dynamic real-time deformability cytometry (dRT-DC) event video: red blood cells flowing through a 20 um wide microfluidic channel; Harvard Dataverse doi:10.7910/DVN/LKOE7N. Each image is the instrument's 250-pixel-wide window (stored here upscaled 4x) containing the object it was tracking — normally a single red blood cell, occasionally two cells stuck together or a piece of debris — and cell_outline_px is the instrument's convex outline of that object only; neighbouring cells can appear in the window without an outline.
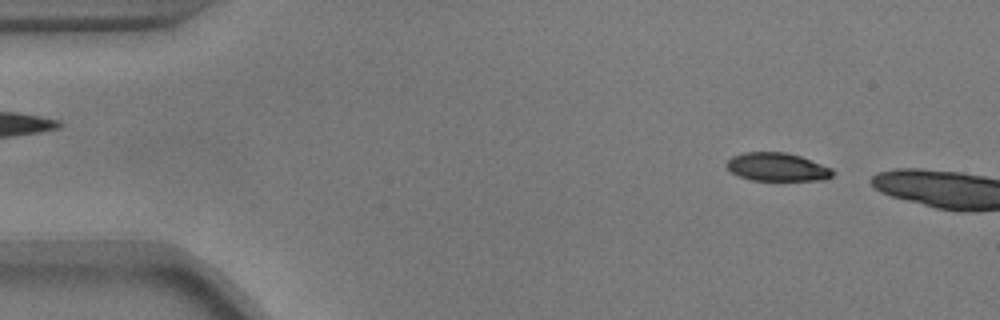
{"species": "common noctule bat (a hibernating species)", "species_latin": "Nyctalus noctula", "temperature_condition": "warm", "stored_images_in_passage": 8, "camera_frame_rate_fps": 3000, "um_per_image_px": 0.085, "animal": {"sex": "male", "body_mass_g": 17.9}, "frame": {"image": 1, "passage_image": 5, "time_ms": 1.333, "image_size_px": [1000, 320], "cell_outline_px": [[836, 172], [832, 176], [824, 180], [752, 180], [740, 176], [732, 172], [724, 164], [732, 156], [744, 152], [788, 152], [800, 156], [832, 168]], "centroid_in_image_um": [66.07, 14.19], "position_along_channel_um": 18.9, "area_um2": 17.51}}